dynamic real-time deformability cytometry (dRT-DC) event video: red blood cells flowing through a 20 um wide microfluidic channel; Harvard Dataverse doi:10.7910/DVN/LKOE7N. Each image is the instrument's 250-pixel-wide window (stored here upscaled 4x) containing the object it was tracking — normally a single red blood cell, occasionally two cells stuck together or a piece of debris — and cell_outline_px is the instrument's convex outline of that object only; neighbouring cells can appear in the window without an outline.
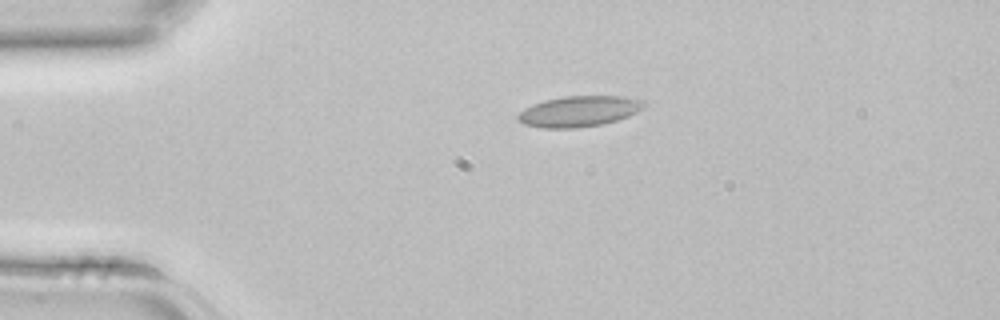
{"species": "common noctule bat (a hibernating species)", "species_latin": "Nyctalus noctula", "temperature_condition": "room temperature", "stored_images_in_passage": 2, "camera_frame_rate_fps": 3000, "um_per_image_px": 0.085, "animal": {"sex": "female", "body_mass_g": 22.7, "forearm_length_mm": 54.2}, "frame": {"image": 1, "passage_image": 1, "time_ms": 0.0, "image_size_px": [1000, 320], "cell_outline_px": [[644, 104], [636, 112], [628, 116], [604, 124], [576, 128], [544, 128], [524, 124], [516, 116], [524, 108], [532, 104], [544, 100], [564, 96], [620, 96], [644, 100]], "centroid_in_image_um": [49.18, 9.46], "position_along_channel_um": 35.8, "area_um2": 22.43}}